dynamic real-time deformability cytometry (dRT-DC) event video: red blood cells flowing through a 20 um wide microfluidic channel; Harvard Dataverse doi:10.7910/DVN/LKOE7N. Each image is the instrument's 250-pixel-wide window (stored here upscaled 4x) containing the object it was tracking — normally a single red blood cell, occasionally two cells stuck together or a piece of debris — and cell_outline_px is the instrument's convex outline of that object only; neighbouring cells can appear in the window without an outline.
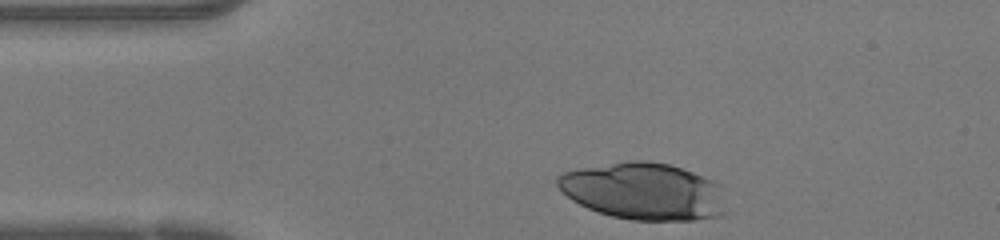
{"species": "human", "species_latin": "Homo sapiens", "temperature_condition": "warm", "stored_images_in_passage": 30, "camera_frame_rate_fps": 3000, "um_per_image_px": 0.085, "donor": {"sex": "female"}, "frame": {"image": 1, "passage_image": 1, "time_ms": 0.0, "image_size_px": [1000, 240], "cell_outline_px": [[732, 212], [724, 216], [692, 220], [632, 220], [612, 216], [588, 208], [572, 200], [556, 184], [556, 176], [564, 172], [580, 168], [632, 160], [648, 160], [668, 164], [692, 172], [712, 180], [720, 184], [724, 188]], "centroid_in_image_um": [54.85, 16.28], "position_along_channel_um": 30.2, "area_um2": 56.93}}
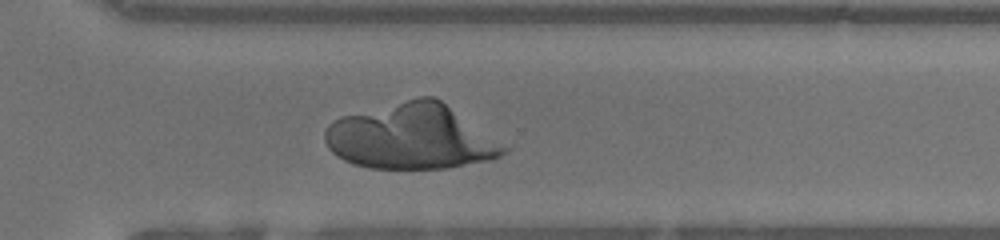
{"frame": {"image": 2, "passage_image": 26, "time_ms": 8.333, "image_size_px": [1000, 240], "cell_outline_px": [[512, 148], [500, 156], [492, 160], [448, 168], [368, 168], [352, 164], [336, 156], [328, 148], [324, 140], [324, 132], [328, 124], [332, 120], [340, 116], [420, 96], [432, 96], [440, 100]], "centroid_in_image_um": [34.96, 11.63], "position_along_channel_um": 335.6, "area_um2": 68.38}}
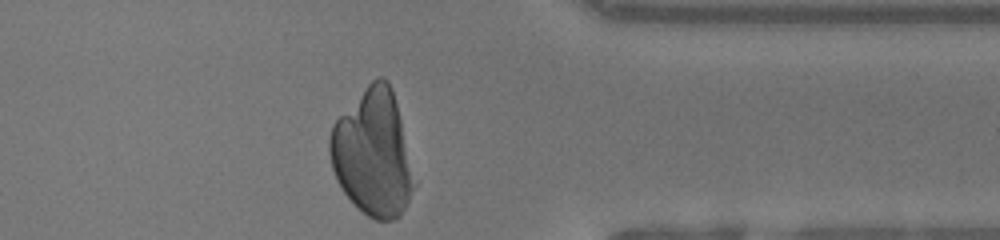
{"frame": {"image": 3, "passage_image": 30, "time_ms": 9.667, "image_size_px": [1000, 240], "cell_outline_px": [[416, 188], [408, 204], [400, 216], [396, 220], [376, 220], [368, 216], [356, 208], [344, 192], [336, 180], [332, 168], [328, 152], [328, 140], [332, 124], [368, 84], [372, 80], [380, 76], [384, 76], [388, 80], [392, 88], [416, 184]], "centroid_in_image_um": [31.68, 13.06], "position_along_channel_um": 379.7, "area_um2": 62.08}}